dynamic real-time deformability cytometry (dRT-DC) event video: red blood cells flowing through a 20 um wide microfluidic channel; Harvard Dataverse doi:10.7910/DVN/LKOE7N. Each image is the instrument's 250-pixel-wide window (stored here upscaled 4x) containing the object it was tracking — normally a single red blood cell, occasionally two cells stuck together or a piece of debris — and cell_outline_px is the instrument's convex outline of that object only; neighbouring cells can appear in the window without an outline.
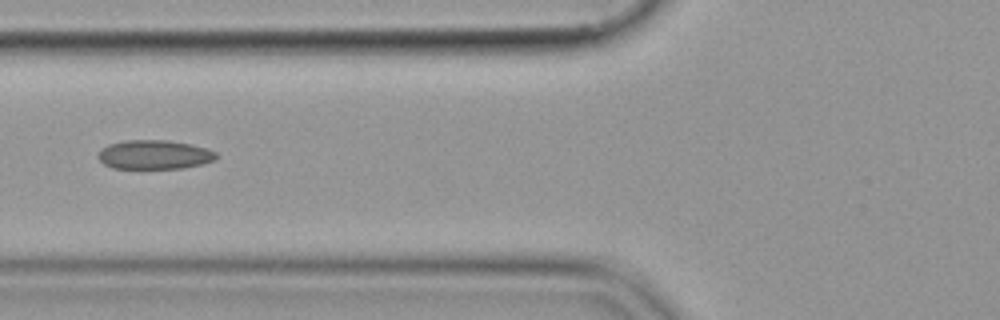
{"species": "common noctule bat (a hibernating species)", "species_latin": "Nyctalus noctula", "temperature_condition": "cold", "stored_images_in_passage": 17, "camera_frame_rate_fps": 3000, "um_per_image_px": 0.085, "animal": {"sex": "female", "body_mass_g": 19.9}, "frame": {"image": 1, "passage_image": 6, "time_ms": 1.667, "image_size_px": [1000, 320], "cell_outline_px": [[216, 160], [184, 168], [112, 168], [104, 164], [96, 156], [108, 144], [124, 140], [168, 140], [208, 148], [216, 152]], "centroid_in_image_um": [13.12, 13.14], "position_along_channel_um": 112.7, "area_um2": 19.94}}
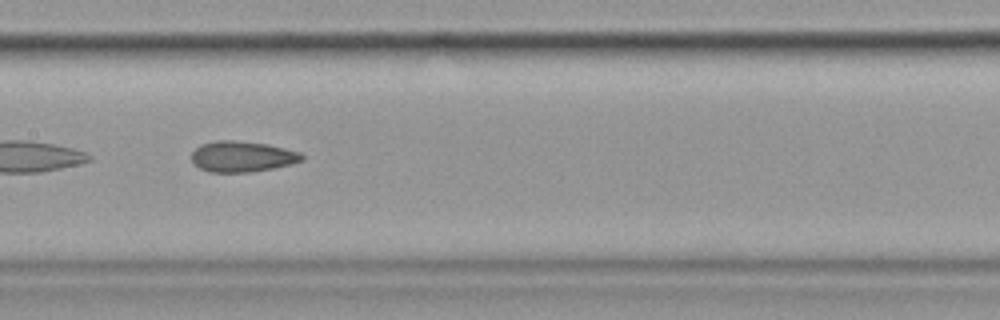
{"frame": {"image": 2, "passage_image": 12, "time_ms": 3.667, "image_size_px": [1000, 320], "cell_outline_px": [[304, 160], [292, 164], [252, 172], [208, 172], [200, 168], [192, 160], [192, 152], [200, 144], [216, 140], [236, 140], [268, 144], [300, 152], [304, 156]], "centroid_in_image_um": [20.6, 13.3], "position_along_channel_um": 186.8, "area_um2": 19.88}}